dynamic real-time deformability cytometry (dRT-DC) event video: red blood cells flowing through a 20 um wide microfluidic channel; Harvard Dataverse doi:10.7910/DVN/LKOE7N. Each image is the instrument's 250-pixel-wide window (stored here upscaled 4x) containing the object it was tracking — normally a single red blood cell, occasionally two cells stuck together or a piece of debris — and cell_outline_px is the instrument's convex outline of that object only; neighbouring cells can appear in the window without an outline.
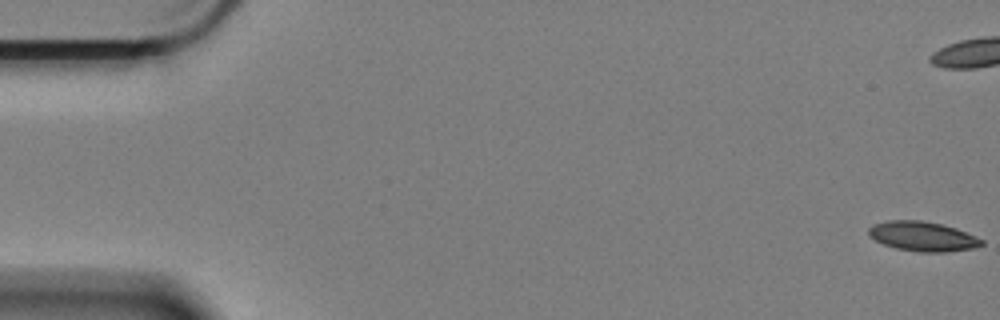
{"species": "Egyptian fruit bat (a non-hibernating species)", "species_latin": "Rousettus aegyptiacus", "temperature_condition": "cold", "stored_images_in_passage": 61, "camera_frame_rate_fps": 3000, "um_per_image_px": 0.085, "animal": {"sex": "female"}, "frame": {"image": 1, "passage_image": 1, "time_ms": 0.0, "image_size_px": [1000, 320], "cell_outline_px": [[984, 244], [972, 248], [944, 252], [920, 252], [896, 248], [884, 244], [868, 236], [868, 228], [872, 224], [888, 220], [920, 220], [940, 224], [956, 228], [984, 240]], "centroid_in_image_um": [78.39, 20.08], "position_along_channel_um": 6.6, "area_um2": 19.42}}
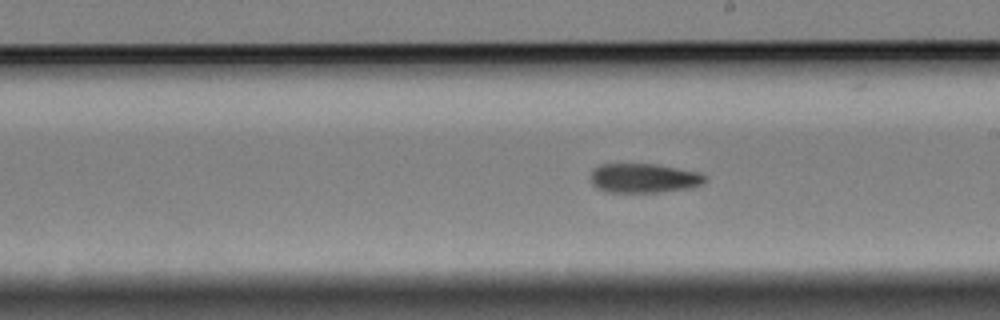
{"frame": {"image": 2, "passage_image": 34, "time_ms": 11.0, "image_size_px": [1000, 320], "cell_outline_px": [[708, 176], [704, 184], [692, 188], [660, 192], [608, 192], [596, 188], [592, 184], [588, 176], [592, 168], [600, 164], [656, 164], [700, 172]], "centroid_in_image_um": [54.72, 15.14], "position_along_channel_um": 234.3, "area_um2": 20.06}}
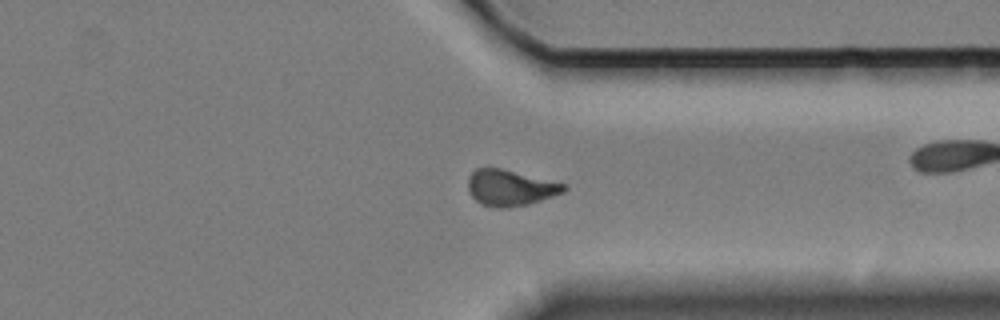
{"frame": {"image": 3, "passage_image": 46, "time_ms": 15.0, "image_size_px": [1000, 320], "cell_outline_px": [[568, 188], [564, 192], [528, 204], [508, 208], [496, 208], [480, 204], [468, 192], [468, 176], [476, 168], [500, 168], [568, 184]], "centroid_in_image_um": [43.37, 15.96], "position_along_channel_um": 368.0, "area_um2": 20.23}, "authors_computed_cell_mechanics": {"area_um2": 19.9988, "velocity_mm_per_s": 3.3589, "shape_relaxation_time_tau1_ms": 3.9702, "shape_relaxation_time_tau2_ms": 8.9, "deformation_change_tau1": 0.1281, "deformation_change_tau2": 0.167}}